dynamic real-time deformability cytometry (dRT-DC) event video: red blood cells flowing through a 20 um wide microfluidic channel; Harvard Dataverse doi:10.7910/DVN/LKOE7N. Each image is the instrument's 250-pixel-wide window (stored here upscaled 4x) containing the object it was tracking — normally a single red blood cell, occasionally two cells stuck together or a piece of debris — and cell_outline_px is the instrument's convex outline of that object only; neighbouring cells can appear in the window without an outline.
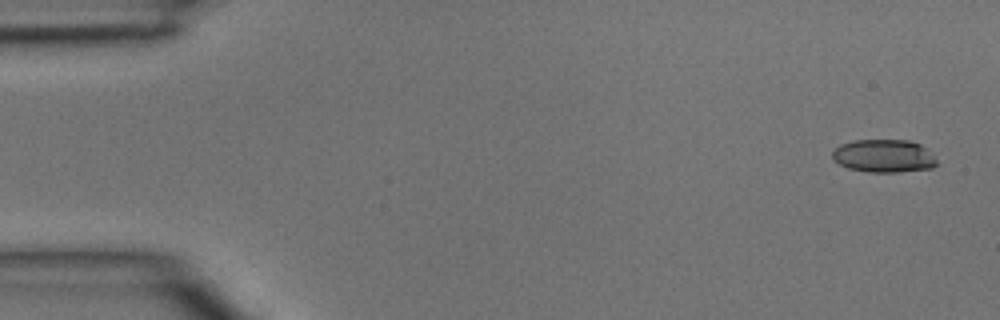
{"species": "common noctule bat (a hibernating species)", "species_latin": "Nyctalus noctula", "temperature_condition": "room temperature", "stored_images_in_passage": 4, "camera_frame_rate_fps": 3000, "um_per_image_px": 0.085, "animal": {"sex": "male", "body_mass_g": 15.6}, "frame": {"image": 1, "passage_image": 1, "time_ms": 0.0, "image_size_px": [1000, 320], "cell_outline_px": [[936, 164], [932, 168], [896, 172], [868, 172], [848, 168], [840, 164], [832, 156], [832, 152], [840, 144], [856, 140], [908, 140], [920, 144], [936, 160]], "centroid_in_image_um": [75.1, 13.25], "position_along_channel_um": 9.9, "area_um2": 19.77}}
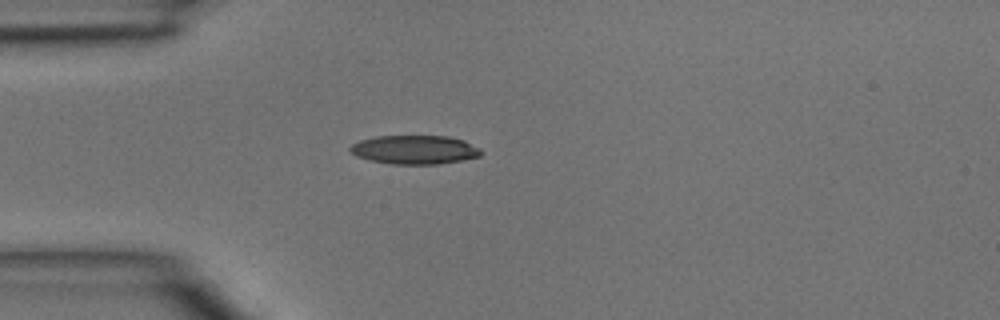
{"frame": {"image": 2, "passage_image": 4, "time_ms": 1.0, "image_size_px": [1000, 320], "cell_outline_px": [[484, 152], [480, 156], [440, 164], [392, 164], [372, 160], [356, 156], [348, 148], [352, 144], [360, 140], [376, 136], [448, 136], [464, 140], [480, 148]], "centroid_in_image_um": [35.27, 12.72], "position_along_channel_um": 49.7, "area_um2": 21.96}}